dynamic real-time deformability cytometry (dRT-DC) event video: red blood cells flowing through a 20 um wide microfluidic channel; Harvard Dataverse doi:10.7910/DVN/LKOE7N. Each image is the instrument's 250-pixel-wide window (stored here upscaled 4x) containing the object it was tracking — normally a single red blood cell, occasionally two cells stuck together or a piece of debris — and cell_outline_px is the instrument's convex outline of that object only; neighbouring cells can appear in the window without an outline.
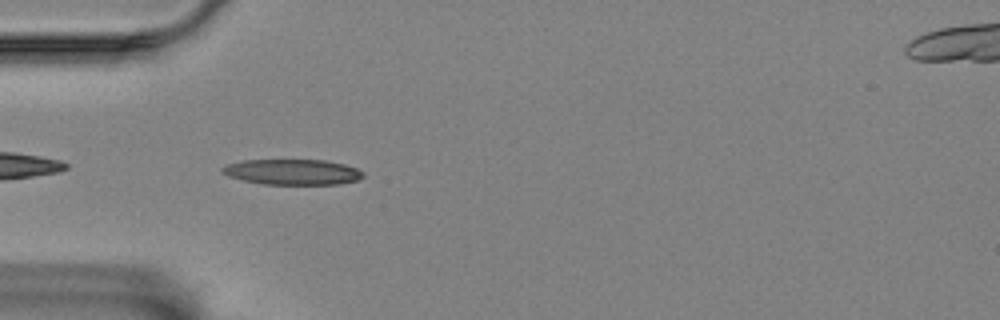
{"species": "Egyptian fruit bat (a non-hibernating species)", "species_latin": "Rousettus aegyptiacus", "temperature_condition": "room temperature", "stored_images_in_passage": 41, "camera_frame_rate_fps": 3000, "um_per_image_px": 0.085, "animal": {"sex": "female"}, "frame": {"image": 1, "passage_image": 1, "time_ms": 0.0, "image_size_px": [1000, 320], "cell_outline_px": [[364, 176], [360, 180], [340, 184], [264, 184], [244, 180], [228, 176], [220, 172], [220, 168], [228, 164], [244, 160], [324, 160], [344, 164], [356, 168], [364, 172]], "centroid_in_image_um": [24.88, 14.62], "position_along_channel_um": 60.1, "area_um2": 20.98}}
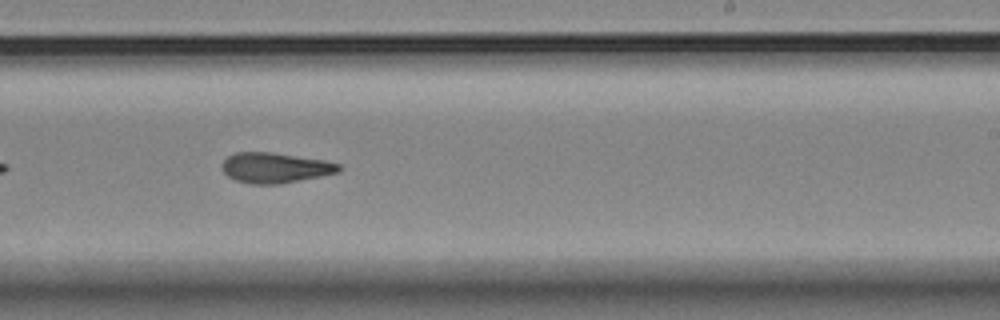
{"frame": {"image": 2, "passage_image": 19, "time_ms": 6.0, "image_size_px": [1000, 320], "cell_outline_px": [[340, 168], [336, 172], [320, 176], [280, 184], [248, 184], [236, 180], [228, 176], [220, 168], [224, 160], [228, 156], [236, 152], [272, 152], [324, 160], [340, 164]], "centroid_in_image_um": [23.33, 14.26], "position_along_channel_um": 265.7, "area_um2": 20.52}}
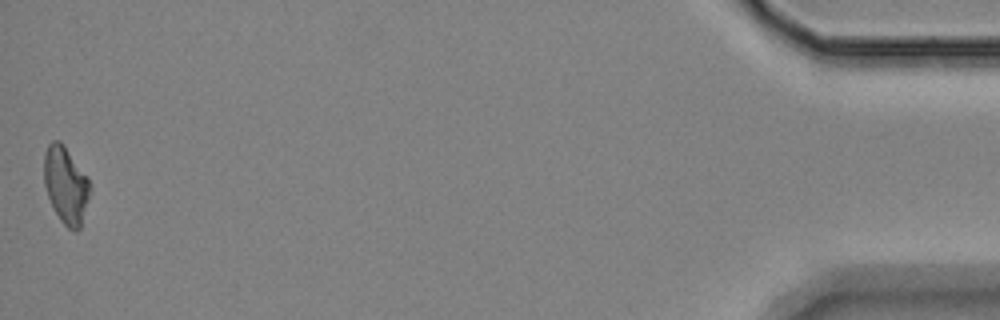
{"frame": {"image": 3, "passage_image": 41, "time_ms": 13.333, "image_size_px": [1000, 320], "cell_outline_px": [[88, 196], [80, 228], [76, 232], [68, 228], [60, 220], [48, 196], [44, 184], [44, 152], [48, 144], [52, 140], [60, 140], [88, 176]], "centroid_in_image_um": [5.56, 15.69], "position_along_channel_um": 429.6, "area_um2": 20.23}, "authors_computed_cell_mechanics": {"area_um2": 20.6346, "velocity_mm_per_s": 3.4594, "shape_relaxation_time_tau1_ms": null, "shape_relaxation_time_tau2_ms": 4.5242, "deformation_change_tau1": null, "deformation_change_tau2": 0.1278}}